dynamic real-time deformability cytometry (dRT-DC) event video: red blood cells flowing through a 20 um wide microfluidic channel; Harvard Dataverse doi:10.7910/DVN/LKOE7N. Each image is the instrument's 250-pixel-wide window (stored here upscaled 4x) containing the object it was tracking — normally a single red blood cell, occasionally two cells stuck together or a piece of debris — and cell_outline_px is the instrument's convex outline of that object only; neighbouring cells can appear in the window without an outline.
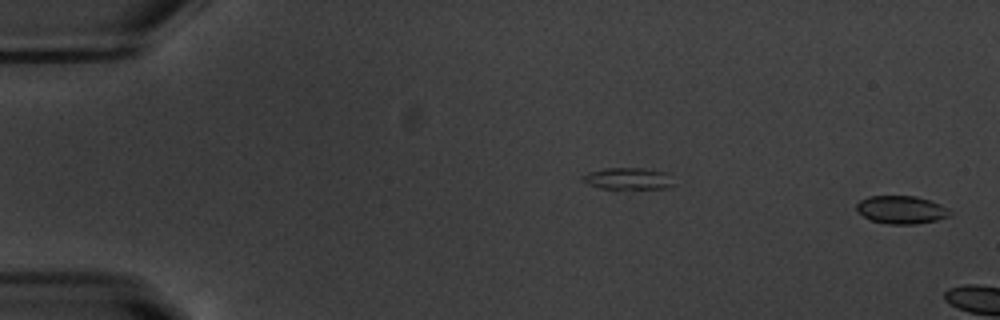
{"species": "common noctule bat (a hibernating species)", "species_latin": "Nyctalus noctula", "temperature_condition": "warm", "stored_images_in_passage": 5, "camera_frame_rate_fps": 3000, "um_per_image_px": 0.085, "animal": {"sex": "male", "body_mass_g": 20.1, "forearm_length_mm": 53.5}, "frame": {"image": 1, "passage_image": 1, "time_ms": 0.0, "image_size_px": [1000, 320], "cell_outline_px": [[952, 212], [948, 216], [936, 220], [916, 224], [888, 224], [872, 220], [856, 212], [856, 204], [860, 200], [868, 196], [916, 196], [940, 204], [948, 208]], "centroid_in_image_um": [76.59, 17.82], "position_along_channel_um": 8.4, "area_um2": 15.2}}